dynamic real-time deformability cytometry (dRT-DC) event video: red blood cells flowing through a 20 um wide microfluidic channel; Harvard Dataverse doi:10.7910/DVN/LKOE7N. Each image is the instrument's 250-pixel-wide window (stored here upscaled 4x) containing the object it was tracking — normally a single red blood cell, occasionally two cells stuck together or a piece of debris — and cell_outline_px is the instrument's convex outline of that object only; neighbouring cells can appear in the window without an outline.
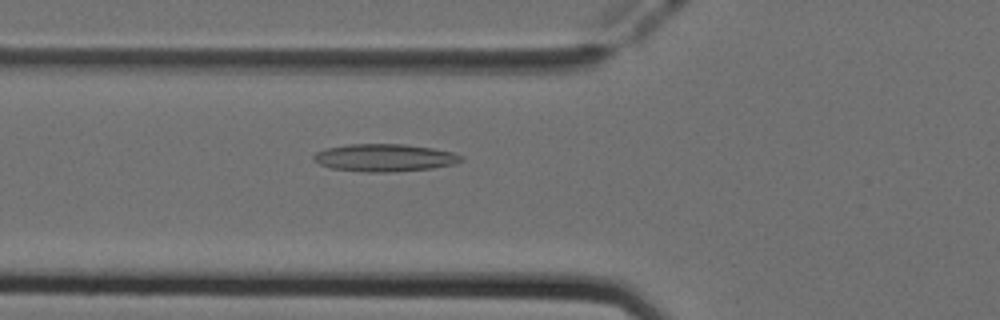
{"species": "Egyptian fruit bat (a non-hibernating species)", "species_latin": "Rousettus aegyptiacus", "temperature_condition": "cold", "stored_images_in_passage": 49, "camera_frame_rate_fps": 3000, "um_per_image_px": 0.085, "animal": {"sex": "female"}, "frame": {"image": 1, "passage_image": 17, "time_ms": 5.333, "image_size_px": [1000, 320], "cell_outline_px": [[464, 160], [456, 164], [432, 168], [392, 172], [364, 172], [332, 168], [320, 164], [312, 160], [312, 156], [316, 152], [324, 148], [348, 144], [404, 144], [432, 148], [452, 152], [464, 156]], "centroid_in_image_um": [32.69, 13.4], "position_along_channel_um": 93.1, "area_um2": 23.87}}
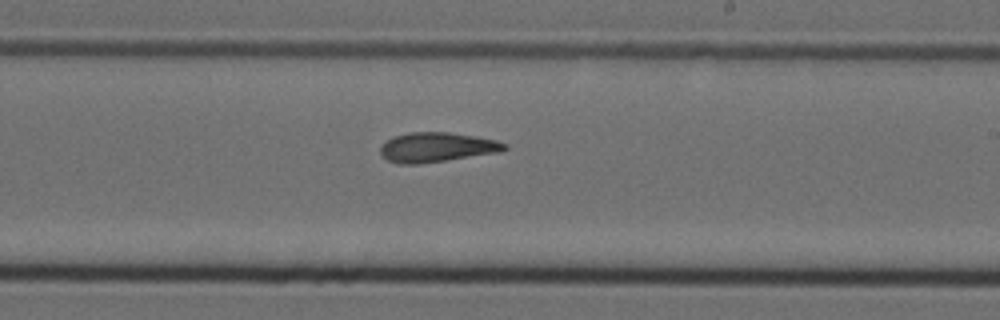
{"frame": {"image": 2, "passage_image": 29, "time_ms": 9.333, "image_size_px": [1000, 320], "cell_outline_px": [[508, 148], [500, 152], [420, 164], [400, 164], [388, 160], [380, 156], [380, 144], [396, 136], [408, 132], [448, 132], [476, 136], [496, 140], [508, 144]], "centroid_in_image_um": [37.12, 12.52], "position_along_channel_um": 251.9, "area_um2": 21.56}}
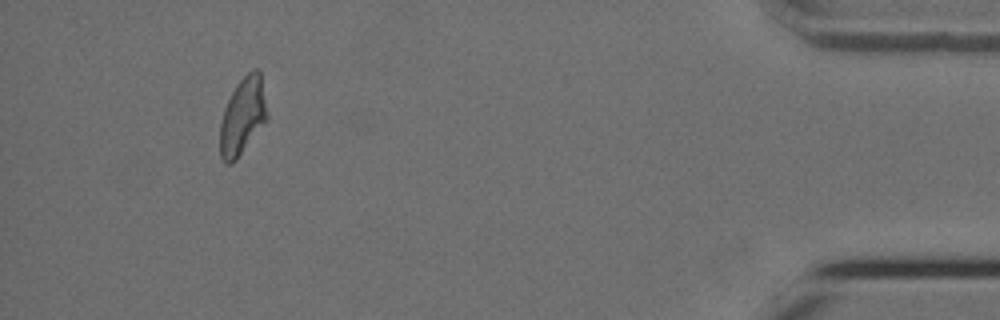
{"frame": {"image": 3, "passage_image": 46, "time_ms": 15.0, "image_size_px": [1000, 320], "cell_outline_px": [[268, 116], [236, 160], [232, 164], [224, 164], [220, 156], [220, 124], [224, 108], [236, 84], [252, 68], [256, 68], [260, 72], [268, 112]], "centroid_in_image_um": [20.61, 9.87], "position_along_channel_um": 414.6, "area_um2": 20.92}, "authors_computed_cell_mechanics": {"area_um2": 21.675, "velocity_mm_per_s": 3.9566, "shape_relaxation_time_tau1_ms": null, "shape_relaxation_time_tau2_ms": 2.4195, "deformation_change_tau1": null, "deformation_change_tau2": 0.105}}